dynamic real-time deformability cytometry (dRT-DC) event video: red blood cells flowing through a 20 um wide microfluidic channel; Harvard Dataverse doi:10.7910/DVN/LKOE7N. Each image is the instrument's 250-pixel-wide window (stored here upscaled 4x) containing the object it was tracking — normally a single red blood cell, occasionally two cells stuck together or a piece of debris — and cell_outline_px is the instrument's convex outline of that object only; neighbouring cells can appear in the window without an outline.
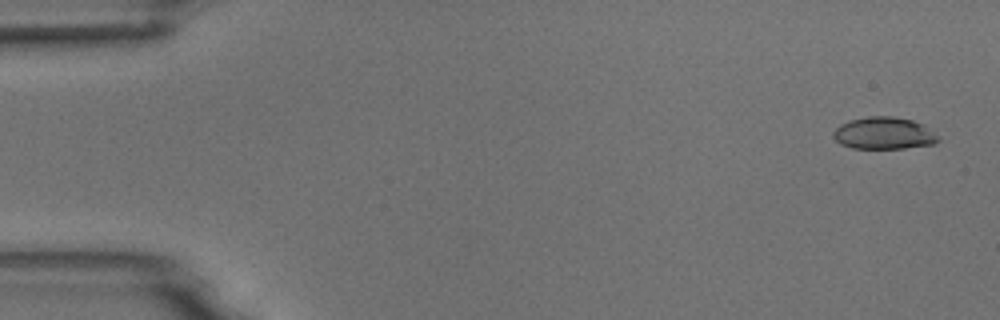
{"species": "common noctule bat (a hibernating species)", "species_latin": "Nyctalus noctula", "temperature_condition": "room temperature", "stored_images_in_passage": 5, "camera_frame_rate_fps": 3000, "um_per_image_px": 0.085, "animal": {"sex": "male", "body_mass_g": 18.8}, "frame": {"image": 1, "passage_image": 1, "time_ms": 0.0, "image_size_px": [1000, 320], "cell_outline_px": [[940, 140], [936, 144], [904, 148], [852, 148], [840, 144], [832, 136], [832, 132], [840, 124], [848, 120], [868, 116], [892, 116], [912, 120], [924, 124], [940, 136]], "centroid_in_image_um": [75.15, 11.32], "position_along_channel_um": 9.8, "area_um2": 19.94}}
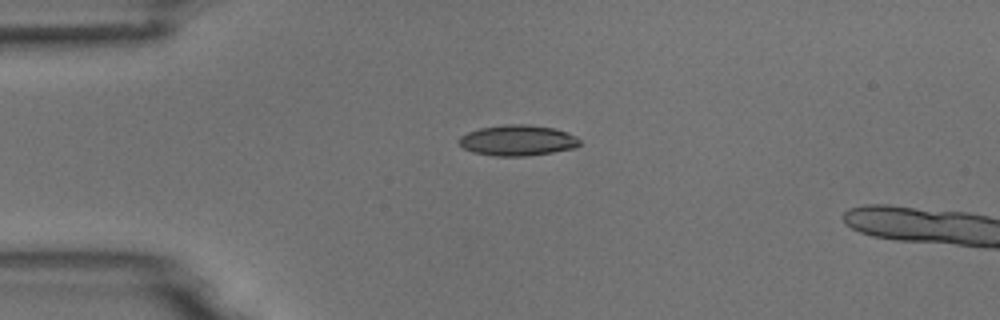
{"frame": {"image": 2, "passage_image": 4, "time_ms": 1.0, "image_size_px": [1000, 320], "cell_outline_px": [[580, 144], [576, 148], [552, 152], [524, 156], [496, 156], [472, 152], [464, 148], [460, 144], [460, 136], [468, 132], [480, 128], [504, 124], [528, 124], [552, 128], [576, 136], [580, 140]], "centroid_in_image_um": [43.99, 11.93], "position_along_channel_um": 41.0, "area_um2": 21.44}}